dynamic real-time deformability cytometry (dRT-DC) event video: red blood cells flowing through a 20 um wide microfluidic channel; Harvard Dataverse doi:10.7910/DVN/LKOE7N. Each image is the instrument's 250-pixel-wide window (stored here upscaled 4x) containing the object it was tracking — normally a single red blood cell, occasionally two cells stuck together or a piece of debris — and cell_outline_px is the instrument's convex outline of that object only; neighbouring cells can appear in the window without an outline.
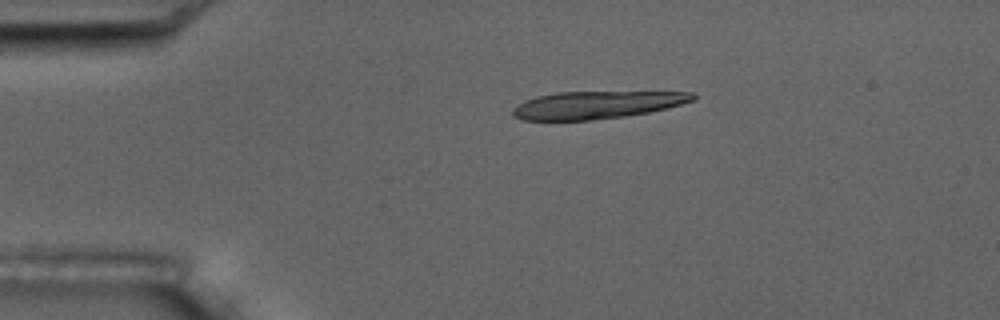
{"species": "common noctule bat (a hibernating species)", "species_latin": "Nyctalus noctula", "temperature_condition": "room temperature", "stored_images_in_passage": 16, "segment_of_instrument_passage": [1, 2], "camera_frame_rate_fps": 3000, "um_per_image_px": 0.085, "animal": {"sex": "male", "body_mass_g": 17.5, "forearm_length_mm": 52.3}, "frame": {"image": 1, "passage_image": 3, "time_ms": 2.333, "image_size_px": [1000, 320], "cell_outline_px": [[696, 100], [668, 108], [648, 112], [624, 116], [588, 120], [524, 120], [512, 116], [512, 108], [524, 100], [536, 96], [556, 92], [696, 92]], "centroid_in_image_um": [50.72, 8.91], "position_along_channel_um": 34.3, "area_um2": 28.96}}